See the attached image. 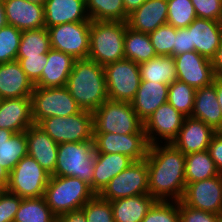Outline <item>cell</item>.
Instances as JSON below:
<instances>
[{
    "label": "cell",
    "mask_w": 222,
    "mask_h": 222,
    "mask_svg": "<svg viewBox=\"0 0 222 222\" xmlns=\"http://www.w3.org/2000/svg\"><path fill=\"white\" fill-rule=\"evenodd\" d=\"M148 191L157 201H181L185 181V155L172 143L151 144L146 155Z\"/></svg>",
    "instance_id": "cell-1"
},
{
    "label": "cell",
    "mask_w": 222,
    "mask_h": 222,
    "mask_svg": "<svg viewBox=\"0 0 222 222\" xmlns=\"http://www.w3.org/2000/svg\"><path fill=\"white\" fill-rule=\"evenodd\" d=\"M65 87L82 110L93 112L109 99L104 66L89 58L75 60Z\"/></svg>",
    "instance_id": "cell-2"
},
{
    "label": "cell",
    "mask_w": 222,
    "mask_h": 222,
    "mask_svg": "<svg viewBox=\"0 0 222 222\" xmlns=\"http://www.w3.org/2000/svg\"><path fill=\"white\" fill-rule=\"evenodd\" d=\"M127 22L91 21L88 58L99 65L125 59L124 35Z\"/></svg>",
    "instance_id": "cell-3"
},
{
    "label": "cell",
    "mask_w": 222,
    "mask_h": 222,
    "mask_svg": "<svg viewBox=\"0 0 222 222\" xmlns=\"http://www.w3.org/2000/svg\"><path fill=\"white\" fill-rule=\"evenodd\" d=\"M94 195L90 186L79 178L51 175L44 198L51 211L59 216L80 210Z\"/></svg>",
    "instance_id": "cell-4"
},
{
    "label": "cell",
    "mask_w": 222,
    "mask_h": 222,
    "mask_svg": "<svg viewBox=\"0 0 222 222\" xmlns=\"http://www.w3.org/2000/svg\"><path fill=\"white\" fill-rule=\"evenodd\" d=\"M94 140L58 144L57 162L53 176L79 178L92 190L94 175Z\"/></svg>",
    "instance_id": "cell-5"
},
{
    "label": "cell",
    "mask_w": 222,
    "mask_h": 222,
    "mask_svg": "<svg viewBox=\"0 0 222 222\" xmlns=\"http://www.w3.org/2000/svg\"><path fill=\"white\" fill-rule=\"evenodd\" d=\"M92 115L94 133H145L144 122L131 103L108 99Z\"/></svg>",
    "instance_id": "cell-6"
},
{
    "label": "cell",
    "mask_w": 222,
    "mask_h": 222,
    "mask_svg": "<svg viewBox=\"0 0 222 222\" xmlns=\"http://www.w3.org/2000/svg\"><path fill=\"white\" fill-rule=\"evenodd\" d=\"M38 125L57 144L94 140L93 115L87 110L66 117H48Z\"/></svg>",
    "instance_id": "cell-7"
},
{
    "label": "cell",
    "mask_w": 222,
    "mask_h": 222,
    "mask_svg": "<svg viewBox=\"0 0 222 222\" xmlns=\"http://www.w3.org/2000/svg\"><path fill=\"white\" fill-rule=\"evenodd\" d=\"M50 174L31 156H24L9 174L6 190L21 198L44 196Z\"/></svg>",
    "instance_id": "cell-8"
},
{
    "label": "cell",
    "mask_w": 222,
    "mask_h": 222,
    "mask_svg": "<svg viewBox=\"0 0 222 222\" xmlns=\"http://www.w3.org/2000/svg\"><path fill=\"white\" fill-rule=\"evenodd\" d=\"M31 99L32 119L36 125L48 117H66L81 110L65 86L34 87Z\"/></svg>",
    "instance_id": "cell-9"
},
{
    "label": "cell",
    "mask_w": 222,
    "mask_h": 222,
    "mask_svg": "<svg viewBox=\"0 0 222 222\" xmlns=\"http://www.w3.org/2000/svg\"><path fill=\"white\" fill-rule=\"evenodd\" d=\"M109 100L131 103L141 83L139 65L123 59L104 66Z\"/></svg>",
    "instance_id": "cell-10"
},
{
    "label": "cell",
    "mask_w": 222,
    "mask_h": 222,
    "mask_svg": "<svg viewBox=\"0 0 222 222\" xmlns=\"http://www.w3.org/2000/svg\"><path fill=\"white\" fill-rule=\"evenodd\" d=\"M91 20L70 22L49 27L52 49L71 55L74 59L88 58Z\"/></svg>",
    "instance_id": "cell-11"
},
{
    "label": "cell",
    "mask_w": 222,
    "mask_h": 222,
    "mask_svg": "<svg viewBox=\"0 0 222 222\" xmlns=\"http://www.w3.org/2000/svg\"><path fill=\"white\" fill-rule=\"evenodd\" d=\"M141 194H149L146 159L133 161L125 170L112 178L98 195L107 201H114Z\"/></svg>",
    "instance_id": "cell-12"
},
{
    "label": "cell",
    "mask_w": 222,
    "mask_h": 222,
    "mask_svg": "<svg viewBox=\"0 0 222 222\" xmlns=\"http://www.w3.org/2000/svg\"><path fill=\"white\" fill-rule=\"evenodd\" d=\"M185 118L168 102L159 106L144 121V131L148 144H162L164 141L165 144L172 143L178 136Z\"/></svg>",
    "instance_id": "cell-13"
},
{
    "label": "cell",
    "mask_w": 222,
    "mask_h": 222,
    "mask_svg": "<svg viewBox=\"0 0 222 222\" xmlns=\"http://www.w3.org/2000/svg\"><path fill=\"white\" fill-rule=\"evenodd\" d=\"M95 153H119L141 161L146 158L149 144L145 133H94Z\"/></svg>",
    "instance_id": "cell-14"
},
{
    "label": "cell",
    "mask_w": 222,
    "mask_h": 222,
    "mask_svg": "<svg viewBox=\"0 0 222 222\" xmlns=\"http://www.w3.org/2000/svg\"><path fill=\"white\" fill-rule=\"evenodd\" d=\"M181 202L194 209L222 213V174L186 184Z\"/></svg>",
    "instance_id": "cell-15"
},
{
    "label": "cell",
    "mask_w": 222,
    "mask_h": 222,
    "mask_svg": "<svg viewBox=\"0 0 222 222\" xmlns=\"http://www.w3.org/2000/svg\"><path fill=\"white\" fill-rule=\"evenodd\" d=\"M177 80L195 89L210 85L214 74L211 60L196 51L185 52L174 56Z\"/></svg>",
    "instance_id": "cell-16"
},
{
    "label": "cell",
    "mask_w": 222,
    "mask_h": 222,
    "mask_svg": "<svg viewBox=\"0 0 222 222\" xmlns=\"http://www.w3.org/2000/svg\"><path fill=\"white\" fill-rule=\"evenodd\" d=\"M28 155L50 175L54 174L57 162L58 144L39 126L32 125L25 130Z\"/></svg>",
    "instance_id": "cell-17"
},
{
    "label": "cell",
    "mask_w": 222,
    "mask_h": 222,
    "mask_svg": "<svg viewBox=\"0 0 222 222\" xmlns=\"http://www.w3.org/2000/svg\"><path fill=\"white\" fill-rule=\"evenodd\" d=\"M216 131L201 120L186 117L179 134L172 144L184 155L208 150Z\"/></svg>",
    "instance_id": "cell-18"
},
{
    "label": "cell",
    "mask_w": 222,
    "mask_h": 222,
    "mask_svg": "<svg viewBox=\"0 0 222 222\" xmlns=\"http://www.w3.org/2000/svg\"><path fill=\"white\" fill-rule=\"evenodd\" d=\"M34 125L31 97L0 99V128L14 133Z\"/></svg>",
    "instance_id": "cell-19"
},
{
    "label": "cell",
    "mask_w": 222,
    "mask_h": 222,
    "mask_svg": "<svg viewBox=\"0 0 222 222\" xmlns=\"http://www.w3.org/2000/svg\"><path fill=\"white\" fill-rule=\"evenodd\" d=\"M3 3L9 25L21 31L45 27L43 5L27 0H3Z\"/></svg>",
    "instance_id": "cell-20"
},
{
    "label": "cell",
    "mask_w": 222,
    "mask_h": 222,
    "mask_svg": "<svg viewBox=\"0 0 222 222\" xmlns=\"http://www.w3.org/2000/svg\"><path fill=\"white\" fill-rule=\"evenodd\" d=\"M190 30L191 46L200 55L212 59L222 41L220 21L196 18L188 27Z\"/></svg>",
    "instance_id": "cell-21"
},
{
    "label": "cell",
    "mask_w": 222,
    "mask_h": 222,
    "mask_svg": "<svg viewBox=\"0 0 222 222\" xmlns=\"http://www.w3.org/2000/svg\"><path fill=\"white\" fill-rule=\"evenodd\" d=\"M167 0H146L128 15L127 25L133 30L149 34L167 24Z\"/></svg>",
    "instance_id": "cell-22"
},
{
    "label": "cell",
    "mask_w": 222,
    "mask_h": 222,
    "mask_svg": "<svg viewBox=\"0 0 222 222\" xmlns=\"http://www.w3.org/2000/svg\"><path fill=\"white\" fill-rule=\"evenodd\" d=\"M45 27L91 20L86 0H46L44 3Z\"/></svg>",
    "instance_id": "cell-23"
},
{
    "label": "cell",
    "mask_w": 222,
    "mask_h": 222,
    "mask_svg": "<svg viewBox=\"0 0 222 222\" xmlns=\"http://www.w3.org/2000/svg\"><path fill=\"white\" fill-rule=\"evenodd\" d=\"M34 87L17 60L0 64V99L31 97Z\"/></svg>",
    "instance_id": "cell-24"
},
{
    "label": "cell",
    "mask_w": 222,
    "mask_h": 222,
    "mask_svg": "<svg viewBox=\"0 0 222 222\" xmlns=\"http://www.w3.org/2000/svg\"><path fill=\"white\" fill-rule=\"evenodd\" d=\"M47 64L43 68L40 80L35 87H64L76 59L61 51L50 49L46 54Z\"/></svg>",
    "instance_id": "cell-25"
},
{
    "label": "cell",
    "mask_w": 222,
    "mask_h": 222,
    "mask_svg": "<svg viewBox=\"0 0 222 222\" xmlns=\"http://www.w3.org/2000/svg\"><path fill=\"white\" fill-rule=\"evenodd\" d=\"M191 117L210 125L215 131H222V111L213 82L196 89Z\"/></svg>",
    "instance_id": "cell-26"
},
{
    "label": "cell",
    "mask_w": 222,
    "mask_h": 222,
    "mask_svg": "<svg viewBox=\"0 0 222 222\" xmlns=\"http://www.w3.org/2000/svg\"><path fill=\"white\" fill-rule=\"evenodd\" d=\"M133 160L119 153H95L92 191L99 194L112 178L125 170Z\"/></svg>",
    "instance_id": "cell-27"
},
{
    "label": "cell",
    "mask_w": 222,
    "mask_h": 222,
    "mask_svg": "<svg viewBox=\"0 0 222 222\" xmlns=\"http://www.w3.org/2000/svg\"><path fill=\"white\" fill-rule=\"evenodd\" d=\"M169 85L141 80L136 96L131 102L133 110L144 122L159 106L167 102Z\"/></svg>",
    "instance_id": "cell-28"
},
{
    "label": "cell",
    "mask_w": 222,
    "mask_h": 222,
    "mask_svg": "<svg viewBox=\"0 0 222 222\" xmlns=\"http://www.w3.org/2000/svg\"><path fill=\"white\" fill-rule=\"evenodd\" d=\"M157 202L150 194H141L110 201L114 222H142Z\"/></svg>",
    "instance_id": "cell-29"
},
{
    "label": "cell",
    "mask_w": 222,
    "mask_h": 222,
    "mask_svg": "<svg viewBox=\"0 0 222 222\" xmlns=\"http://www.w3.org/2000/svg\"><path fill=\"white\" fill-rule=\"evenodd\" d=\"M139 65L141 80L165 83L170 85L177 80L174 57L157 55Z\"/></svg>",
    "instance_id": "cell-30"
},
{
    "label": "cell",
    "mask_w": 222,
    "mask_h": 222,
    "mask_svg": "<svg viewBox=\"0 0 222 222\" xmlns=\"http://www.w3.org/2000/svg\"><path fill=\"white\" fill-rule=\"evenodd\" d=\"M125 59L140 64L157 56L148 34L127 26L124 35Z\"/></svg>",
    "instance_id": "cell-31"
},
{
    "label": "cell",
    "mask_w": 222,
    "mask_h": 222,
    "mask_svg": "<svg viewBox=\"0 0 222 222\" xmlns=\"http://www.w3.org/2000/svg\"><path fill=\"white\" fill-rule=\"evenodd\" d=\"M220 175L215 162L208 150L193 152L185 155V181L186 184Z\"/></svg>",
    "instance_id": "cell-32"
},
{
    "label": "cell",
    "mask_w": 222,
    "mask_h": 222,
    "mask_svg": "<svg viewBox=\"0 0 222 222\" xmlns=\"http://www.w3.org/2000/svg\"><path fill=\"white\" fill-rule=\"evenodd\" d=\"M56 218L42 196L22 198L13 222H56Z\"/></svg>",
    "instance_id": "cell-33"
},
{
    "label": "cell",
    "mask_w": 222,
    "mask_h": 222,
    "mask_svg": "<svg viewBox=\"0 0 222 222\" xmlns=\"http://www.w3.org/2000/svg\"><path fill=\"white\" fill-rule=\"evenodd\" d=\"M86 9L91 21L127 22L123 0H86Z\"/></svg>",
    "instance_id": "cell-34"
},
{
    "label": "cell",
    "mask_w": 222,
    "mask_h": 222,
    "mask_svg": "<svg viewBox=\"0 0 222 222\" xmlns=\"http://www.w3.org/2000/svg\"><path fill=\"white\" fill-rule=\"evenodd\" d=\"M51 49L49 31L46 27L22 31L17 56H38Z\"/></svg>",
    "instance_id": "cell-35"
},
{
    "label": "cell",
    "mask_w": 222,
    "mask_h": 222,
    "mask_svg": "<svg viewBox=\"0 0 222 222\" xmlns=\"http://www.w3.org/2000/svg\"><path fill=\"white\" fill-rule=\"evenodd\" d=\"M26 155H28V149L25 131L14 133L0 145V163L9 173Z\"/></svg>",
    "instance_id": "cell-36"
},
{
    "label": "cell",
    "mask_w": 222,
    "mask_h": 222,
    "mask_svg": "<svg viewBox=\"0 0 222 222\" xmlns=\"http://www.w3.org/2000/svg\"><path fill=\"white\" fill-rule=\"evenodd\" d=\"M196 89L179 80L169 85L167 102L185 117H191Z\"/></svg>",
    "instance_id": "cell-37"
},
{
    "label": "cell",
    "mask_w": 222,
    "mask_h": 222,
    "mask_svg": "<svg viewBox=\"0 0 222 222\" xmlns=\"http://www.w3.org/2000/svg\"><path fill=\"white\" fill-rule=\"evenodd\" d=\"M167 24L176 29L187 28L196 18L191 0H167Z\"/></svg>",
    "instance_id": "cell-38"
},
{
    "label": "cell",
    "mask_w": 222,
    "mask_h": 222,
    "mask_svg": "<svg viewBox=\"0 0 222 222\" xmlns=\"http://www.w3.org/2000/svg\"><path fill=\"white\" fill-rule=\"evenodd\" d=\"M22 31L7 24L0 29V64L16 61Z\"/></svg>",
    "instance_id": "cell-39"
},
{
    "label": "cell",
    "mask_w": 222,
    "mask_h": 222,
    "mask_svg": "<svg viewBox=\"0 0 222 222\" xmlns=\"http://www.w3.org/2000/svg\"><path fill=\"white\" fill-rule=\"evenodd\" d=\"M81 210L87 222H114L110 201L101 198L98 194L86 202Z\"/></svg>",
    "instance_id": "cell-40"
},
{
    "label": "cell",
    "mask_w": 222,
    "mask_h": 222,
    "mask_svg": "<svg viewBox=\"0 0 222 222\" xmlns=\"http://www.w3.org/2000/svg\"><path fill=\"white\" fill-rule=\"evenodd\" d=\"M154 51L157 55L173 57V47L175 45L176 28L165 24L159 26L154 32L148 34Z\"/></svg>",
    "instance_id": "cell-41"
},
{
    "label": "cell",
    "mask_w": 222,
    "mask_h": 222,
    "mask_svg": "<svg viewBox=\"0 0 222 222\" xmlns=\"http://www.w3.org/2000/svg\"><path fill=\"white\" fill-rule=\"evenodd\" d=\"M142 222H180L178 201H157Z\"/></svg>",
    "instance_id": "cell-42"
},
{
    "label": "cell",
    "mask_w": 222,
    "mask_h": 222,
    "mask_svg": "<svg viewBox=\"0 0 222 222\" xmlns=\"http://www.w3.org/2000/svg\"><path fill=\"white\" fill-rule=\"evenodd\" d=\"M16 60L20 63L22 70L35 85L41 78L43 68L47 64L46 54L38 56H17Z\"/></svg>",
    "instance_id": "cell-43"
},
{
    "label": "cell",
    "mask_w": 222,
    "mask_h": 222,
    "mask_svg": "<svg viewBox=\"0 0 222 222\" xmlns=\"http://www.w3.org/2000/svg\"><path fill=\"white\" fill-rule=\"evenodd\" d=\"M22 198L7 190L0 191V222H13Z\"/></svg>",
    "instance_id": "cell-44"
},
{
    "label": "cell",
    "mask_w": 222,
    "mask_h": 222,
    "mask_svg": "<svg viewBox=\"0 0 222 222\" xmlns=\"http://www.w3.org/2000/svg\"><path fill=\"white\" fill-rule=\"evenodd\" d=\"M197 18L220 21L222 17V0H191Z\"/></svg>",
    "instance_id": "cell-45"
},
{
    "label": "cell",
    "mask_w": 222,
    "mask_h": 222,
    "mask_svg": "<svg viewBox=\"0 0 222 222\" xmlns=\"http://www.w3.org/2000/svg\"><path fill=\"white\" fill-rule=\"evenodd\" d=\"M180 222H216L218 215L184 205L179 201Z\"/></svg>",
    "instance_id": "cell-46"
},
{
    "label": "cell",
    "mask_w": 222,
    "mask_h": 222,
    "mask_svg": "<svg viewBox=\"0 0 222 222\" xmlns=\"http://www.w3.org/2000/svg\"><path fill=\"white\" fill-rule=\"evenodd\" d=\"M190 51H195V46H191L190 30L188 28L176 29L173 57Z\"/></svg>",
    "instance_id": "cell-47"
},
{
    "label": "cell",
    "mask_w": 222,
    "mask_h": 222,
    "mask_svg": "<svg viewBox=\"0 0 222 222\" xmlns=\"http://www.w3.org/2000/svg\"><path fill=\"white\" fill-rule=\"evenodd\" d=\"M208 152L220 174H222V131L214 133L208 146Z\"/></svg>",
    "instance_id": "cell-48"
},
{
    "label": "cell",
    "mask_w": 222,
    "mask_h": 222,
    "mask_svg": "<svg viewBox=\"0 0 222 222\" xmlns=\"http://www.w3.org/2000/svg\"><path fill=\"white\" fill-rule=\"evenodd\" d=\"M56 222H87L84 212L80 210L63 213L56 218Z\"/></svg>",
    "instance_id": "cell-49"
},
{
    "label": "cell",
    "mask_w": 222,
    "mask_h": 222,
    "mask_svg": "<svg viewBox=\"0 0 222 222\" xmlns=\"http://www.w3.org/2000/svg\"><path fill=\"white\" fill-rule=\"evenodd\" d=\"M214 78L222 80V41L216 50L215 56L211 59Z\"/></svg>",
    "instance_id": "cell-50"
},
{
    "label": "cell",
    "mask_w": 222,
    "mask_h": 222,
    "mask_svg": "<svg viewBox=\"0 0 222 222\" xmlns=\"http://www.w3.org/2000/svg\"><path fill=\"white\" fill-rule=\"evenodd\" d=\"M146 0H123V5L127 15L137 10Z\"/></svg>",
    "instance_id": "cell-51"
},
{
    "label": "cell",
    "mask_w": 222,
    "mask_h": 222,
    "mask_svg": "<svg viewBox=\"0 0 222 222\" xmlns=\"http://www.w3.org/2000/svg\"><path fill=\"white\" fill-rule=\"evenodd\" d=\"M9 172L0 163V191L6 190L9 181Z\"/></svg>",
    "instance_id": "cell-52"
},
{
    "label": "cell",
    "mask_w": 222,
    "mask_h": 222,
    "mask_svg": "<svg viewBox=\"0 0 222 222\" xmlns=\"http://www.w3.org/2000/svg\"><path fill=\"white\" fill-rule=\"evenodd\" d=\"M213 83L215 84L217 101L219 102L220 109L222 111V80L218 78H214Z\"/></svg>",
    "instance_id": "cell-53"
},
{
    "label": "cell",
    "mask_w": 222,
    "mask_h": 222,
    "mask_svg": "<svg viewBox=\"0 0 222 222\" xmlns=\"http://www.w3.org/2000/svg\"><path fill=\"white\" fill-rule=\"evenodd\" d=\"M7 20H6V14H5V8L3 0H0V29L6 26Z\"/></svg>",
    "instance_id": "cell-54"
},
{
    "label": "cell",
    "mask_w": 222,
    "mask_h": 222,
    "mask_svg": "<svg viewBox=\"0 0 222 222\" xmlns=\"http://www.w3.org/2000/svg\"><path fill=\"white\" fill-rule=\"evenodd\" d=\"M13 134H14V132H12L11 130H6V129L0 128V145L3 142L7 141Z\"/></svg>",
    "instance_id": "cell-55"
},
{
    "label": "cell",
    "mask_w": 222,
    "mask_h": 222,
    "mask_svg": "<svg viewBox=\"0 0 222 222\" xmlns=\"http://www.w3.org/2000/svg\"><path fill=\"white\" fill-rule=\"evenodd\" d=\"M27 1L37 4V5H44L46 0H27Z\"/></svg>",
    "instance_id": "cell-56"
},
{
    "label": "cell",
    "mask_w": 222,
    "mask_h": 222,
    "mask_svg": "<svg viewBox=\"0 0 222 222\" xmlns=\"http://www.w3.org/2000/svg\"><path fill=\"white\" fill-rule=\"evenodd\" d=\"M216 222H222V213L218 214V218H217Z\"/></svg>",
    "instance_id": "cell-57"
}]
</instances>
